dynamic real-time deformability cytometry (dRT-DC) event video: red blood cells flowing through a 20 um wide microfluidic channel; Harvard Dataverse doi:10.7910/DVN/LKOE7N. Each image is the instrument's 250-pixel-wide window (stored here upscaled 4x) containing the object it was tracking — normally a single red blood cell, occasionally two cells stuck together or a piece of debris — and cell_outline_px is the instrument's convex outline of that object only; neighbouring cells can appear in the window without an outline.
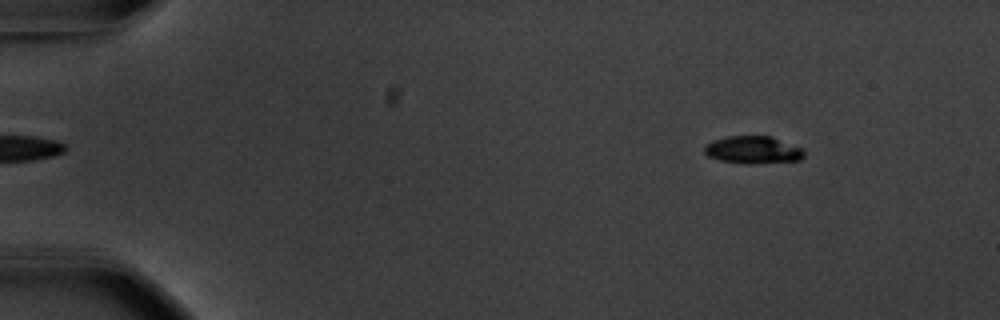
{"species": "common noctule bat (a hibernating species)", "species_latin": "Nyctalus noctula", "temperature_condition": "warm", "stored_images_in_passage": 49, "camera_frame_rate_fps": 3000, "um_per_image_px": 0.085, "animal": {"sex": "male", "body_mass_g": 20.1, "forearm_length_mm": 53.5}, "frame": {"image": 1, "passage_image": 1, "time_ms": 0.0, "image_size_px": [1000, 320], "cell_outline_px": [[804, 156], [800, 160], [756, 164], [744, 164], [720, 160], [708, 156], [704, 152], [704, 144], [712, 140], [728, 136], [772, 136], [804, 148]], "centroid_in_image_um": [64.02, 12.74], "position_along_channel_um": 21.0, "area_um2": 16.3}}
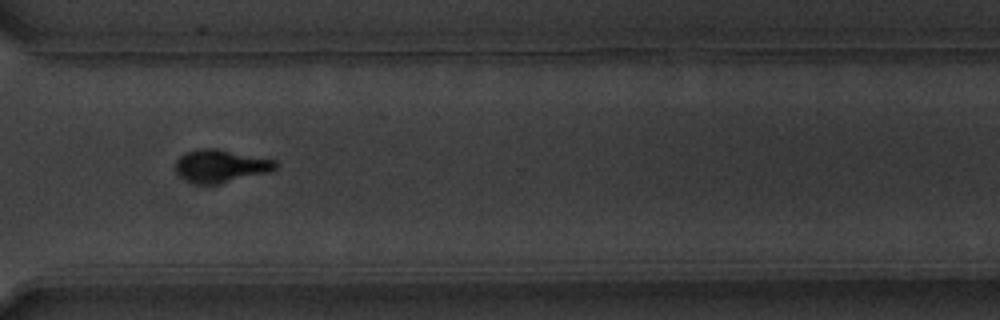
{"frame": {"image": 2, "passage_image": 36, "time_ms": 11.667, "image_size_px": [1000, 320], "cell_outline_px": [[276, 168], [268, 172], [220, 184], [204, 184], [188, 180], [180, 176], [176, 172], [176, 160], [184, 152], [200, 148], [216, 148], [276, 160]], "centroid_in_image_um": [18.75, 14.09], "position_along_channel_um": 351.9, "area_um2": 18.96}}
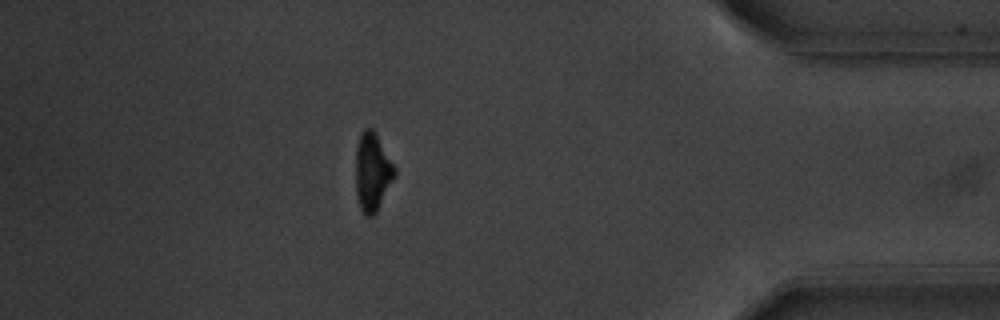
{"frame": {"image": 3, "passage_image": 43, "time_ms": 14.0, "image_size_px": [1000, 320], "cell_outline_px": [[396, 176], [376, 212], [372, 216], [364, 216], [360, 208], [356, 196], [356, 144], [360, 132], [364, 128], [372, 128], [376, 132], [396, 168]], "centroid_in_image_um": [31.65, 14.59], "position_along_channel_um": 403.5, "area_um2": 18.09}, "authors_computed_cell_mechanics": {"area_um2": 18.0914, "velocity_mm_per_s": 3.7093, "shape_relaxation_time_tau1_ms": 2.0247, "shape_relaxation_time_tau2_ms": 2.0596, "deformation_change_tau1": 0.1823, "deformation_change_tau2": 0.0788}}